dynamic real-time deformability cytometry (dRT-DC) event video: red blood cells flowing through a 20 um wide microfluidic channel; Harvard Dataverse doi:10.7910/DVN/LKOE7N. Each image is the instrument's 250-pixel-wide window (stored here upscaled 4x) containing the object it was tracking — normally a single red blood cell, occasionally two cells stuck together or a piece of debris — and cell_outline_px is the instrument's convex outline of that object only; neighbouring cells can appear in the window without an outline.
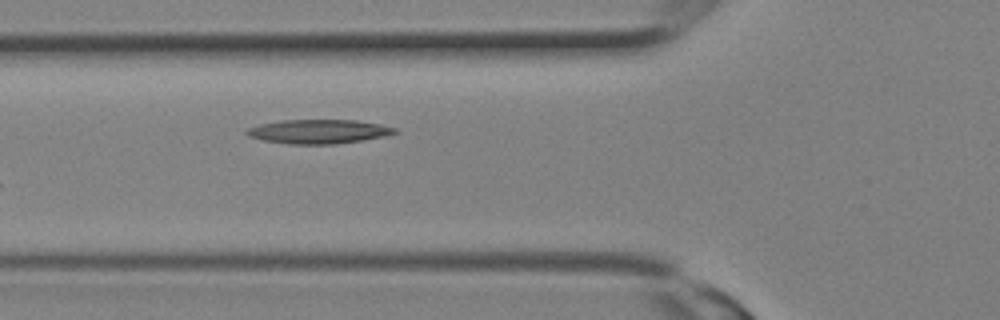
{"species": "Egyptian fruit bat (a non-hibernating species)", "species_latin": "Rousettus aegyptiacus", "temperature_condition": "room temperature", "stored_images_in_passage": 3, "camera_frame_rate_fps": 3000, "um_per_image_px": 0.085, "animal": {"sex": "female"}, "frame": {"image": 1, "passage_image": 3, "time_ms": 0.667, "image_size_px": [1000, 320], "cell_outline_px": [[400, 132], [384, 136], [336, 144], [288, 144], [264, 140], [248, 136], [244, 132], [248, 128], [260, 124], [280, 120], [356, 120], [380, 124], [396, 128]], "centroid_in_image_um": [27.08, 11.17], "position_along_channel_um": 98.7, "area_um2": 20.75}}